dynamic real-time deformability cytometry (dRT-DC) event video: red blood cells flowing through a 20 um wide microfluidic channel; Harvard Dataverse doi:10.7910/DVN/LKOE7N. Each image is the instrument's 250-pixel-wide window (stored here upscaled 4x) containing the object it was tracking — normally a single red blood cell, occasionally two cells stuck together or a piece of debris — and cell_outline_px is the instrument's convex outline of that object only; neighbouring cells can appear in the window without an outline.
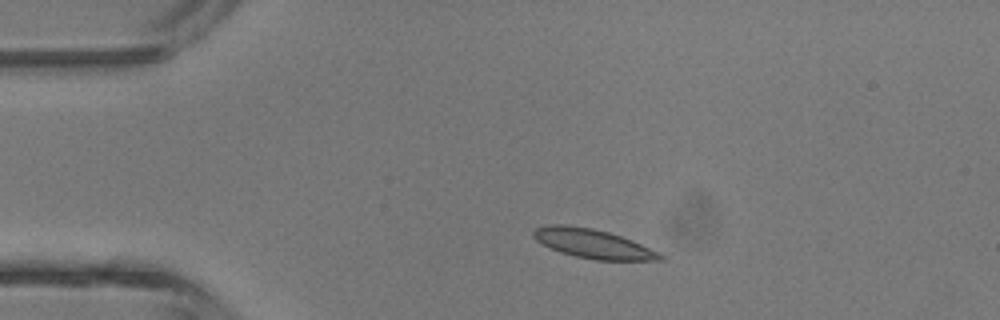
{"species": "common noctule bat (a hibernating species)", "species_latin": "Nyctalus noctula", "temperature_condition": "room temperature", "stored_images_in_passage": 3, "camera_frame_rate_fps": 3000, "um_per_image_px": 0.085, "animal": {"sex": "male", "body_mass_g": 13.3}, "frame": {"image": 1, "passage_image": 2, "time_ms": 1.333, "image_size_px": [1000, 320], "cell_outline_px": [[664, 260], [596, 260], [576, 256], [560, 252], [536, 240], [532, 236], [532, 232], [536, 228], [548, 224], [564, 224], [592, 228], [608, 232], [632, 240], [660, 252], [664, 256]], "centroid_in_image_um": [50.41, 20.71], "position_along_channel_um": 34.6, "area_um2": 21.44}}